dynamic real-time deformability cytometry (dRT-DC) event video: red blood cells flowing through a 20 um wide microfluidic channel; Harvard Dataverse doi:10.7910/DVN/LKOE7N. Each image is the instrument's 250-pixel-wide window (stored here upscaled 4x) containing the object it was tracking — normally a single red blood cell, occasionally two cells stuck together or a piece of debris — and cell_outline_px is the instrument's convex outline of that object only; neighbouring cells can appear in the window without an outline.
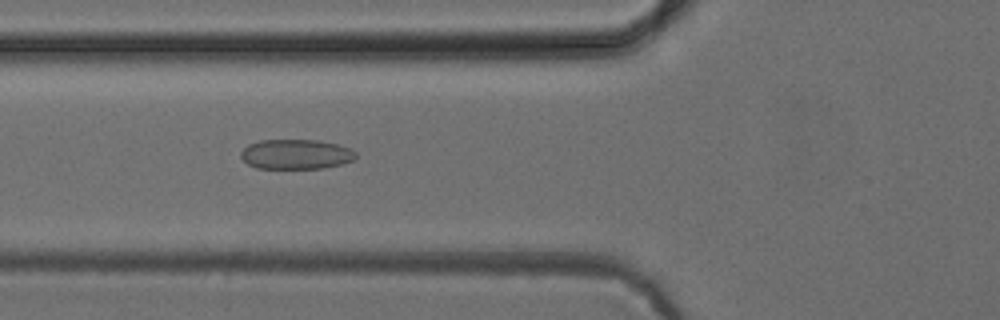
{"species": "common noctule bat (a hibernating species)", "species_latin": "Nyctalus noctula", "temperature_condition": "cold", "stored_images_in_passage": 38, "camera_frame_rate_fps": 3000, "um_per_image_px": 0.085, "animal": {"sex": "female", "body_mass_g": 24.6, "forearm_length_mm": 56.2}, "frame": {"image": 1, "passage_image": 6, "time_ms": 1.667, "image_size_px": [1000, 320], "cell_outline_px": [[356, 156], [352, 160], [340, 164], [324, 168], [256, 168], [248, 164], [240, 156], [240, 152], [248, 144], [260, 140], [320, 140], [352, 148], [356, 152]], "centroid_in_image_um": [25.15, 13.1], "position_along_channel_um": 100.6, "area_um2": 20.0}}
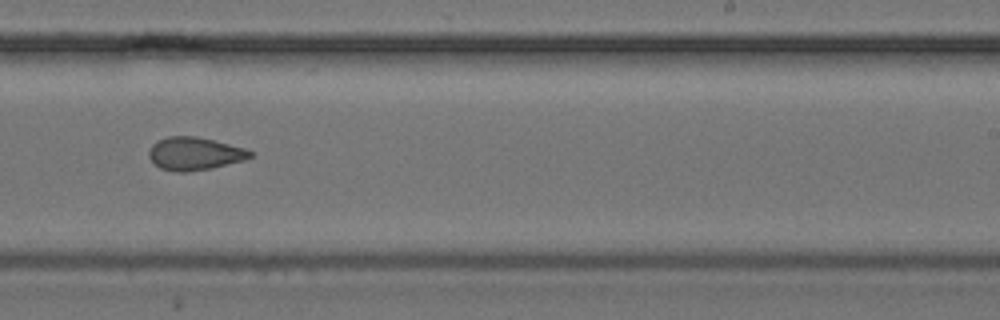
{"frame": {"image": 2, "passage_image": 19, "time_ms": 6.0, "image_size_px": [1000, 320], "cell_outline_px": [[252, 156], [244, 160], [212, 168], [188, 172], [176, 172], [160, 168], [148, 156], [148, 152], [152, 144], [168, 136], [196, 136], [244, 148], [252, 152]], "centroid_in_image_um": [16.52, 13.07], "position_along_channel_um": 272.5, "area_um2": 19.25}}
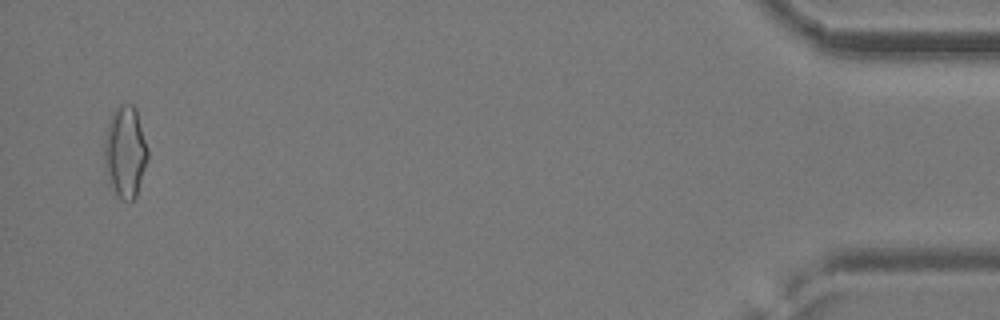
{"frame": {"image": 3, "passage_image": 37, "time_ms": 12.0, "image_size_px": [1000, 320], "cell_outline_px": [[148, 160], [136, 196], [132, 200], [120, 200], [108, 184], [104, 168], [104, 140], [108, 124], [112, 112], [120, 104], [132, 104], [136, 108], [148, 148]], "centroid_in_image_um": [10.63, 12.93], "position_along_channel_um": 424.6, "area_um2": 23.58}, "authors_computed_cell_mechanics": {"area_um2": 19.5364, "velocity_mm_per_s": 3.9602, "shape_relaxation_time_tau1_ms": null, "shape_relaxation_time_tau2_ms": 1.8978, "deformation_change_tau1": null, "deformation_change_tau2": 0.0709}}